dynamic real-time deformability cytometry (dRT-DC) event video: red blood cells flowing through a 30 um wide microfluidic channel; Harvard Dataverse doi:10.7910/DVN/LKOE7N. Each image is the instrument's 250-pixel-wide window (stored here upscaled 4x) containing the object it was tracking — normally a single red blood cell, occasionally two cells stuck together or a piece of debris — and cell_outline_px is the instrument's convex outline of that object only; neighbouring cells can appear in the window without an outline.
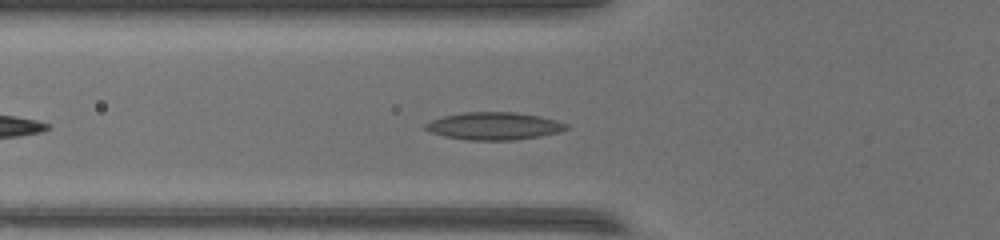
{"species": "common noctule bat (a hibernating species)", "species_latin": "Nyctalus noctula", "temperature_condition": "warm", "stored_images_in_passage": 34, "camera_frame_rate_fps": 3000, "um_per_image_px": 0.085, "animal": {"sex": "female", "body_mass_g": 17.0, "forearm_length_mm": 48.0}, "frame": {"image": 1, "passage_image": 8, "time_ms": 2.333, "image_size_px": [1000, 240], "cell_outline_px": [[568, 128], [560, 132], [540, 136], [512, 140], [468, 140], [444, 136], [420, 128], [424, 124], [432, 120], [444, 116], [464, 112], [516, 112], [540, 116], [556, 120], [568, 124]], "centroid_in_image_um": [41.98, 10.71], "position_along_channel_um": 83.8, "area_um2": 22.66}}
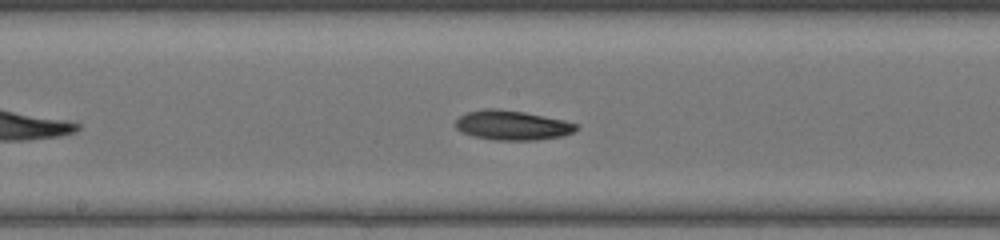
{"frame": {"image": 2, "passage_image": 17, "time_ms": 5.333, "image_size_px": [1000, 240], "cell_outline_px": [[580, 128], [564, 136], [536, 140], [492, 140], [472, 136], [460, 132], [456, 128], [456, 120], [460, 116], [468, 112], [484, 108], [492, 108], [524, 112], [564, 120], [580, 124]], "centroid_in_image_um": [43.56, 10.66], "position_along_channel_um": 204.6, "area_um2": 20.98}}
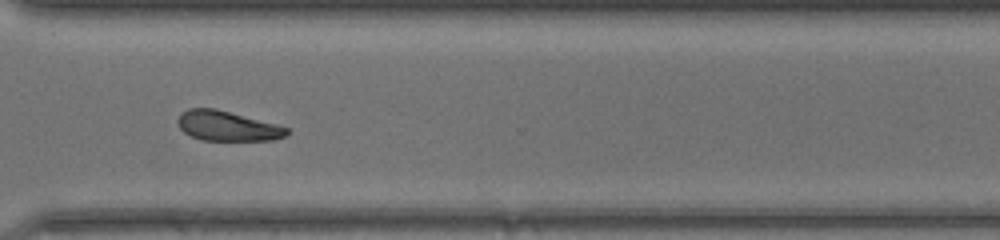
{"frame": {"image": 3, "passage_image": 28, "time_ms": 9.0, "image_size_px": [1000, 240], "cell_outline_px": [[288, 132], [284, 136], [272, 140], [200, 140], [184, 132], [180, 128], [176, 120], [180, 112], [188, 108], [216, 108], [276, 124], [288, 128]], "centroid_in_image_um": [19.26, 10.69], "position_along_channel_um": 351.3, "area_um2": 18.96}}